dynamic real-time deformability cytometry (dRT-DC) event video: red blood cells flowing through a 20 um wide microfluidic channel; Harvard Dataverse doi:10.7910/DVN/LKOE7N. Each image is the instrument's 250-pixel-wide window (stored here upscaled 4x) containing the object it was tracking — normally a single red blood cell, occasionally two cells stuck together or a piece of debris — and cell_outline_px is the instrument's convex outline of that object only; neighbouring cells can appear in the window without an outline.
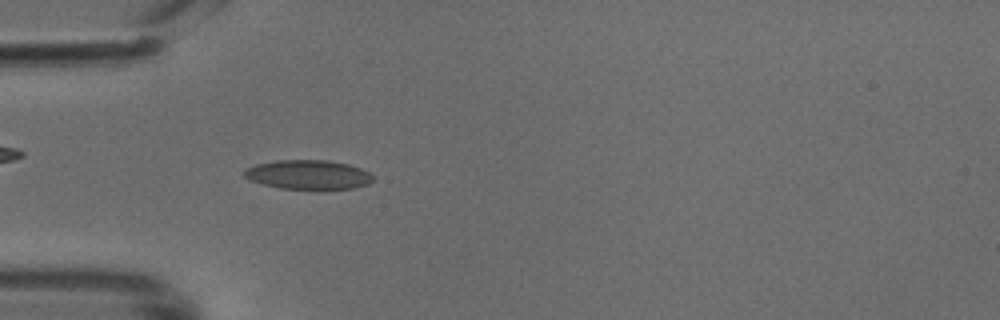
{"species": "common noctule bat (a hibernating species)", "species_latin": "Nyctalus noctula", "temperature_condition": "cold", "stored_images_in_passage": 43, "camera_frame_rate_fps": 3000, "um_per_image_px": 0.085, "animal": {"sex": "male", "body_mass_g": 18.8}, "frame": {"image": 1, "passage_image": 9, "time_ms": 2.667, "image_size_px": [1000, 320], "cell_outline_px": [[372, 180], [368, 184], [352, 188], [324, 192], [320, 192], [280, 188], [248, 180], [244, 176], [244, 168], [256, 164], [276, 160], [328, 160], [348, 164], [360, 168], [368, 172], [372, 176]], "centroid_in_image_um": [26.19, 14.89], "position_along_channel_um": 58.8, "area_um2": 22.77}}
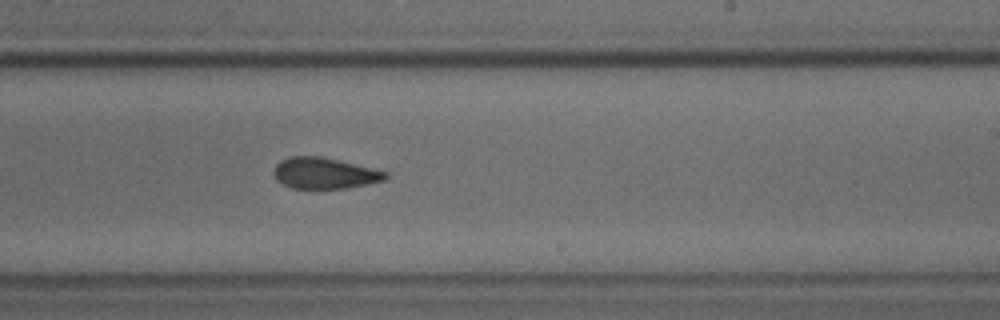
{"frame": {"image": 2, "passage_image": 24, "time_ms": 7.667, "image_size_px": [1000, 320], "cell_outline_px": [[388, 180], [368, 184], [344, 188], [292, 188], [276, 180], [272, 172], [276, 164], [280, 160], [292, 156], [320, 156], [372, 168], [388, 172]], "centroid_in_image_um": [27.58, 14.72], "position_along_channel_um": 261.4, "area_um2": 20.23}}
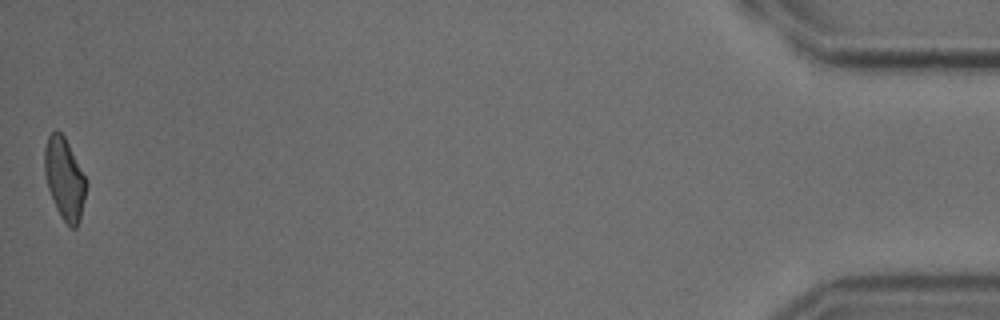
{"frame": {"image": 3, "passage_image": 43, "time_ms": 14.0, "image_size_px": [1000, 320], "cell_outline_px": [[88, 184], [80, 220], [76, 228], [72, 228], [60, 216], [56, 208], [48, 188], [44, 172], [44, 148], [48, 136], [56, 128], [64, 136]], "centroid_in_image_um": [5.47, 15.19], "position_along_channel_um": 429.7, "area_um2": 19.65}}